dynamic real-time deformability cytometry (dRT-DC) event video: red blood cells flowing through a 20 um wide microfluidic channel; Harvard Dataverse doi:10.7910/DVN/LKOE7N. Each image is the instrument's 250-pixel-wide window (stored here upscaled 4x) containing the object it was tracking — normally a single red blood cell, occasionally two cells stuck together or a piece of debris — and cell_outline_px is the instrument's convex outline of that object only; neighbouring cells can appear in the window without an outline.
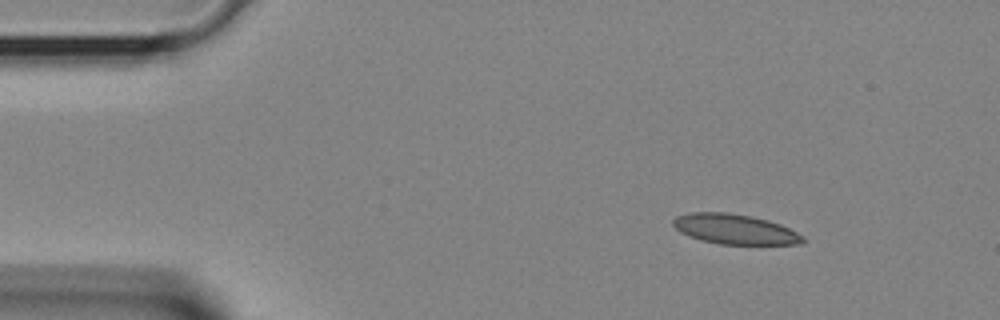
{"species": "Egyptian fruit bat (a non-hibernating species)", "species_latin": "Rousettus aegyptiacus", "temperature_condition": "room temperature", "stored_images_in_passage": 35, "camera_frame_rate_fps": 3000, "um_per_image_px": 0.085, "animal": {"sex": "female"}, "frame": {"image": 1, "passage_image": 1, "time_ms": 0.0, "image_size_px": [1000, 320], "cell_outline_px": [[808, 240], [804, 244], [720, 244], [700, 240], [688, 236], [680, 232], [672, 224], [672, 220], [676, 216], [692, 212], [728, 212], [752, 216], [768, 220], [780, 224], [804, 236]], "centroid_in_image_um": [62.47, 19.48], "position_along_channel_um": 22.5, "area_um2": 22.89}}
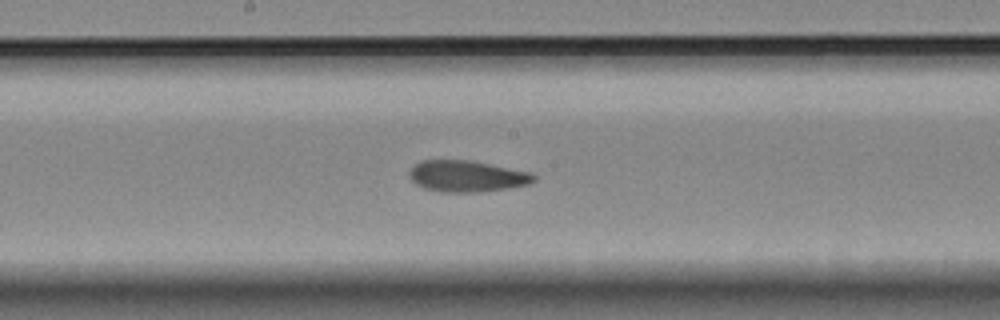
{"frame": {"image": 2, "passage_image": 16, "time_ms": 5.0, "image_size_px": [1000, 320], "cell_outline_px": [[536, 180], [528, 184], [508, 188], [476, 192], [444, 192], [424, 188], [416, 184], [412, 180], [408, 172], [420, 160], [472, 160], [532, 172], [536, 176]], "centroid_in_image_um": [39.71, 14.96], "position_along_channel_um": 208.5, "area_um2": 22.77}}
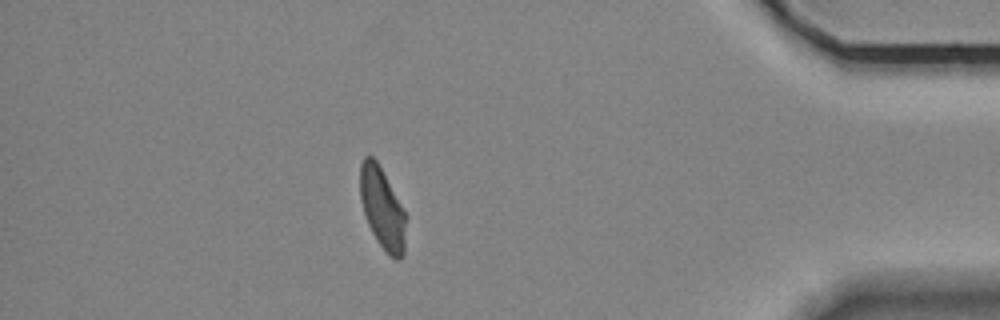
{"frame": {"image": 3, "passage_image": 30, "time_ms": 9.667, "image_size_px": [1000, 320], "cell_outline_px": [[408, 216], [404, 256], [400, 260], [396, 260], [388, 256], [376, 240], [368, 224], [360, 200], [360, 164], [364, 156], [372, 156], [376, 160]], "centroid_in_image_um": [32.53, 17.78], "position_along_channel_um": 402.7, "area_um2": 22.2}}